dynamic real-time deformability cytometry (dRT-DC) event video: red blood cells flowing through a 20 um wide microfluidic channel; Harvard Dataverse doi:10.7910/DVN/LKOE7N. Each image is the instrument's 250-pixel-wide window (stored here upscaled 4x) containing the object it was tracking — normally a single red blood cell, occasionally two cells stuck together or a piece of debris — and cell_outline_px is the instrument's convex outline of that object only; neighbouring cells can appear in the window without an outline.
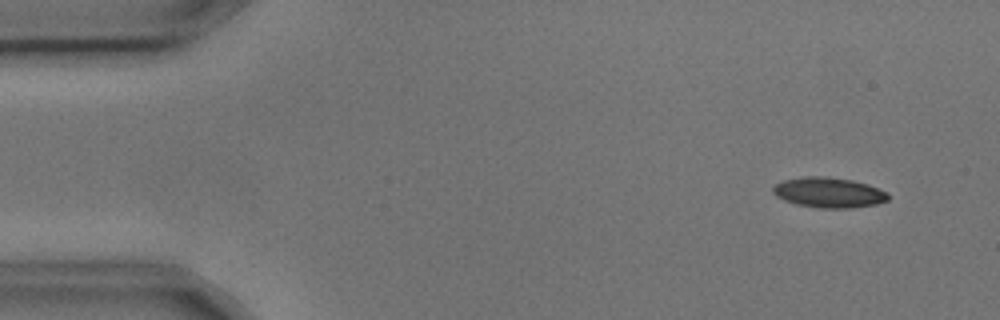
{"species": "common noctule bat (a hibernating species)", "species_latin": "Nyctalus noctula", "temperature_condition": "cold", "stored_images_in_passage": 3, "camera_frame_rate_fps": 3000, "um_per_image_px": 0.085, "animal": {"sex": "male", "body_mass_g": 17.9, "forearm_length_mm": 54.2}, "frame": {"image": 1, "passage_image": 1, "time_ms": 0.0, "image_size_px": [1000, 320], "cell_outline_px": [[888, 200], [876, 204], [852, 208], [816, 208], [796, 204], [784, 200], [776, 196], [772, 192], [772, 188], [776, 184], [784, 180], [804, 176], [824, 176], [852, 180], [868, 184], [888, 192]], "centroid_in_image_um": [70.44, 16.37], "position_along_channel_um": 14.6, "area_um2": 20.4}}
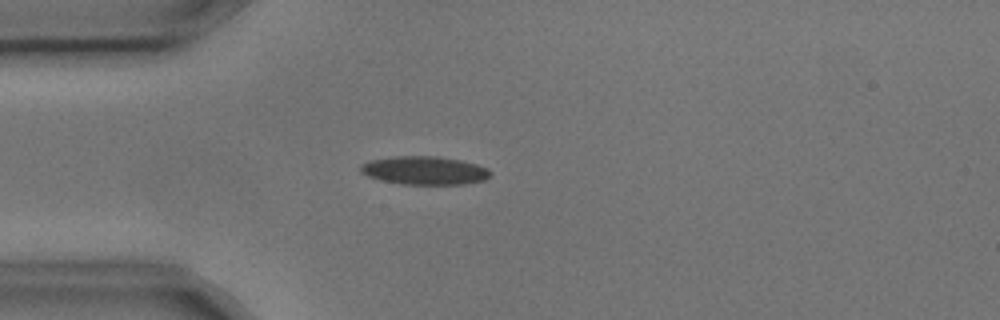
{"frame": {"image": 2, "passage_image": 3, "time_ms": 0.667, "image_size_px": [1000, 320], "cell_outline_px": [[492, 176], [484, 180], [464, 184], [400, 184], [380, 180], [368, 176], [360, 172], [360, 164], [368, 160], [396, 156], [436, 156], [460, 160], [476, 164], [488, 168], [492, 172]], "centroid_in_image_um": [36.08, 14.49], "position_along_channel_um": 48.9, "area_um2": 21.62}}